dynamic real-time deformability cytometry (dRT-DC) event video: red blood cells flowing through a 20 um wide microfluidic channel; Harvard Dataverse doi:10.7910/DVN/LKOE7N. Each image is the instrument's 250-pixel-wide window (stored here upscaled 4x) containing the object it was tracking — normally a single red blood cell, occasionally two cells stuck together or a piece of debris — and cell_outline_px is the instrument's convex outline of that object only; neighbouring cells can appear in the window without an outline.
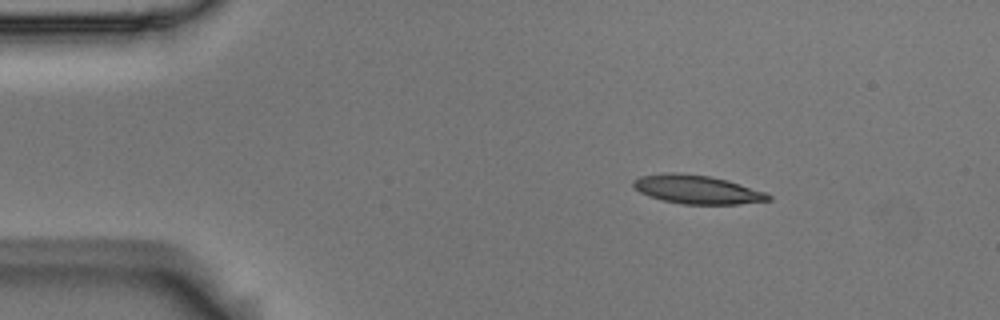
{"species": "Egyptian fruit bat (a non-hibernating species)", "species_latin": "Rousettus aegyptiacus", "temperature_condition": "room temperature", "stored_images_in_passage": 3, "camera_frame_rate_fps": 3000, "um_per_image_px": 0.085, "animal": {"sex": "male"}, "frame": {"image": 1, "passage_image": 1, "time_ms": 0.0, "image_size_px": [1000, 320], "cell_outline_px": [[772, 200], [736, 204], [684, 204], [664, 200], [648, 196], [640, 192], [632, 184], [632, 180], [640, 176], [664, 172], [676, 172], [708, 176], [728, 180], [764, 192], [772, 196]], "centroid_in_image_um": [59.22, 16.1], "position_along_channel_um": 25.8, "area_um2": 22.43}}